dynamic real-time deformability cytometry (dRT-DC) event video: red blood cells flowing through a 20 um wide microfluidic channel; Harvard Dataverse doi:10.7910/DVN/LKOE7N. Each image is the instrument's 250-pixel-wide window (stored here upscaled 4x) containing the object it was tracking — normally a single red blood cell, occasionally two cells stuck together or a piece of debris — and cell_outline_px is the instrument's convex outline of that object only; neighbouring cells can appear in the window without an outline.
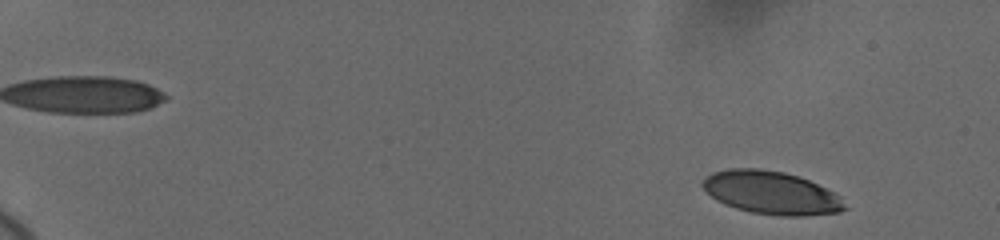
{"species": "human", "species_latin": "Homo sapiens", "temperature_condition": "cold", "stored_images_in_passage": 25, "camera_frame_rate_fps": 3000, "um_per_image_px": 0.085, "donor": {"sex": "female"}, "frame": {"image": 1, "passage_image": 1, "time_ms": 0.0, "image_size_px": [1000, 240], "cell_outline_px": [[848, 208], [840, 212], [804, 216], [784, 216], [752, 212], [736, 208], [724, 204], [716, 200], [700, 184], [704, 176], [712, 172], [728, 168], [760, 168], [784, 172], [808, 180], [836, 192], [840, 196]], "centroid_in_image_um": [65.56, 16.37], "position_along_channel_um": 19.4, "area_um2": 35.84}}
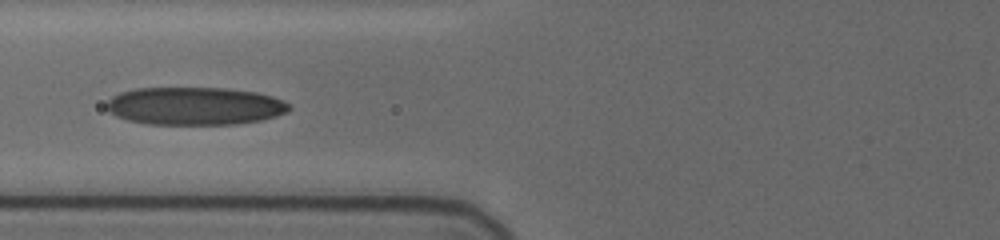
{"frame": {"image": 2, "passage_image": 18, "time_ms": 7.0, "image_size_px": [1000, 240], "cell_outline_px": [[292, 108], [288, 112], [264, 120], [236, 124], [148, 124], [128, 120], [116, 116], [108, 112], [104, 104], [112, 96], [120, 92], [136, 88], [228, 88], [256, 92], [272, 96], [284, 100]], "centroid_in_image_um": [16.55, 9.01], "position_along_channel_um": 109.2, "area_um2": 40.69}}
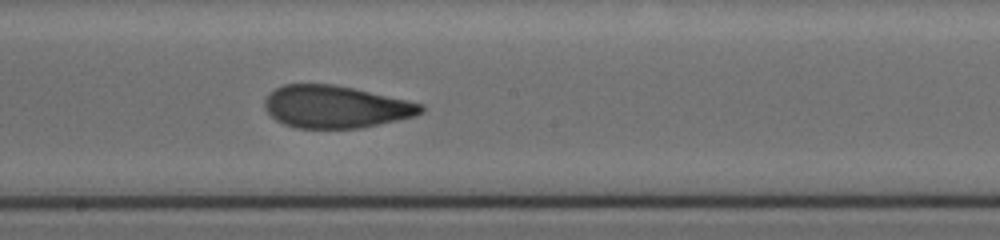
{"frame": {"image": 3, "passage_image": 25, "time_ms": 10.0, "image_size_px": [1000, 240], "cell_outline_px": [[424, 112], [416, 116], [360, 128], [296, 128], [284, 124], [276, 120], [264, 108], [264, 100], [276, 88], [284, 84], [332, 84], [352, 88], [408, 100], [424, 104]], "centroid_in_image_um": [28.55, 9.08], "position_along_channel_um": 219.7, "area_um2": 38.49}}